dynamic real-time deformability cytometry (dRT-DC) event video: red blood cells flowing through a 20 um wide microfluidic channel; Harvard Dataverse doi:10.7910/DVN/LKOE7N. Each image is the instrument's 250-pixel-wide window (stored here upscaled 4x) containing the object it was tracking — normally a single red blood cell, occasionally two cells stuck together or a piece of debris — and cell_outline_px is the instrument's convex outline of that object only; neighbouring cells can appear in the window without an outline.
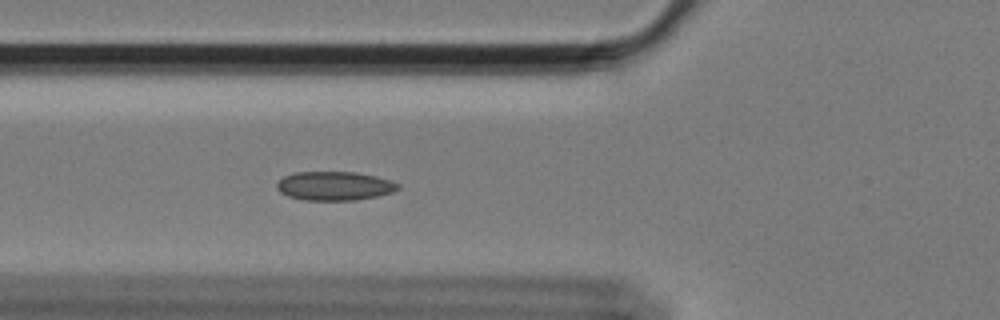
{"species": "Egyptian fruit bat (a non-hibernating species)", "species_latin": "Rousettus aegyptiacus", "temperature_condition": "cold", "stored_images_in_passage": 59, "camera_frame_rate_fps": 3000, "um_per_image_px": 0.085, "animal": {"sex": "female"}, "frame": {"image": 1, "passage_image": 21, "time_ms": 6.667, "image_size_px": [1000, 320], "cell_outline_px": [[400, 188], [392, 192], [376, 196], [356, 200], [304, 200], [288, 196], [280, 192], [276, 188], [276, 184], [284, 176], [296, 172], [356, 172], [376, 176], [400, 184]], "centroid_in_image_um": [28.42, 15.8], "position_along_channel_um": 97.4, "area_um2": 20.35}}
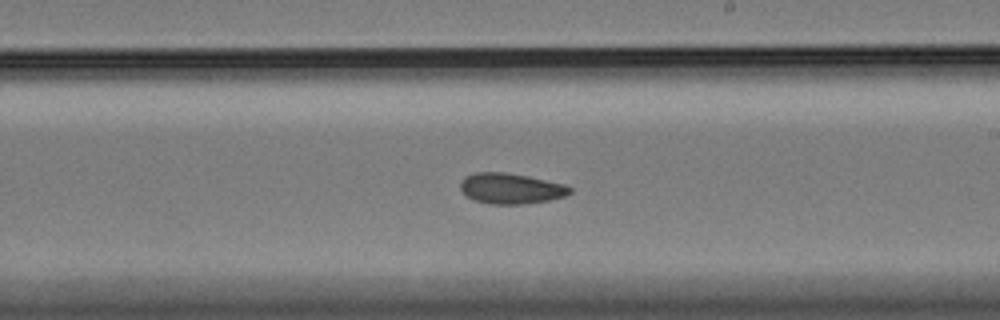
{"frame": {"image": 2, "passage_image": 34, "time_ms": 11.0, "image_size_px": [1000, 320], "cell_outline_px": [[572, 192], [564, 196], [548, 200], [524, 204], [488, 204], [472, 200], [460, 188], [460, 180], [464, 176], [476, 172], [504, 172], [528, 176], [564, 184], [572, 188]], "centroid_in_image_um": [43.39, 16.02], "position_along_channel_um": 245.6, "area_um2": 19.59}}
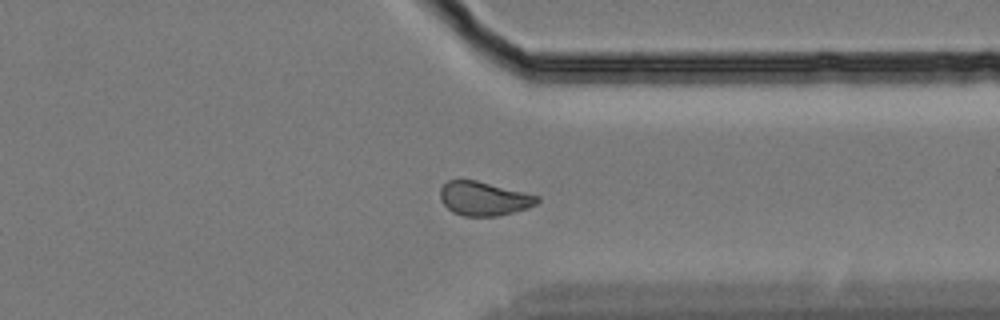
{"frame": {"image": 3, "passage_image": 45, "time_ms": 14.667, "image_size_px": [1000, 320], "cell_outline_px": [[540, 200], [536, 204], [528, 208], [496, 216], [464, 216], [452, 212], [440, 200], [440, 188], [448, 180], [476, 180], [540, 196]], "centroid_in_image_um": [41.12, 16.88], "position_along_channel_um": 370.3, "area_um2": 19.13}, "authors_computed_cell_mechanics": {"area_um2": 19.7676, "velocity_mm_per_s": 3.4099, "shape_relaxation_time_tau1_ms": null, "shape_relaxation_time_tau2_ms": 7.6252, "deformation_change_tau1": null, "deformation_change_tau2": 0.0727}}